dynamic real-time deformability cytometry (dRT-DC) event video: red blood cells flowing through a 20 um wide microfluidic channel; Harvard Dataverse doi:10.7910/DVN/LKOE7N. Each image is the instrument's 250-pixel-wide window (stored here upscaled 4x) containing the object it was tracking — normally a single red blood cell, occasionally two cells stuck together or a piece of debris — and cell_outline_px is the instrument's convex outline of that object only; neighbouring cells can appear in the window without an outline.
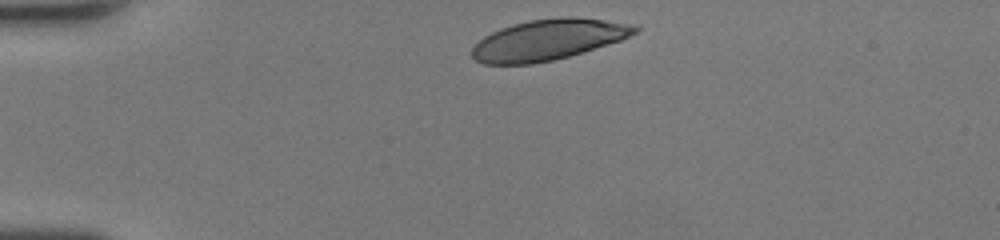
{"species": "human", "species_latin": "Homo sapiens", "temperature_condition": "room temperature", "stored_images_in_passage": 29, "camera_frame_rate_fps": 3000, "um_per_image_px": 0.085, "donor": {"sex": "female"}, "frame": {"image": 1, "passage_image": 1, "time_ms": 0.0, "image_size_px": [1000, 240], "cell_outline_px": [[640, 28], [636, 32], [620, 40], [568, 56], [552, 60], [532, 64], [484, 64], [476, 60], [472, 56], [472, 48], [484, 36], [500, 28], [512, 24], [528, 20], [560, 16], [572, 16], [640, 24]], "centroid_in_image_um": [46.62, 3.35], "position_along_channel_um": 38.4, "area_um2": 38.67}}
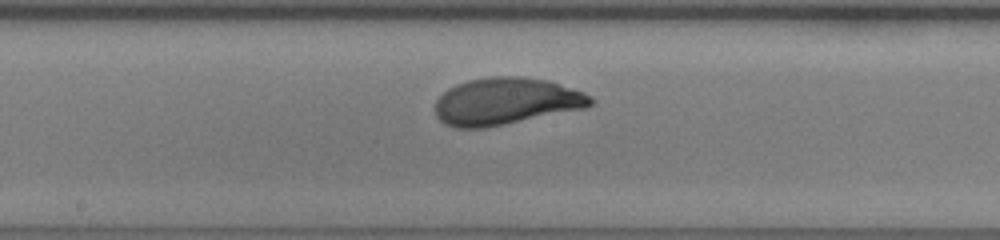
{"frame": {"image": 2, "passage_image": 16, "time_ms": 5.0, "image_size_px": [1000, 240], "cell_outline_px": [[596, 100], [588, 108], [484, 128], [456, 128], [444, 124], [436, 116], [436, 100], [448, 88], [456, 84], [468, 80], [492, 76], [520, 76], [548, 80], [584, 92], [592, 96]], "centroid_in_image_um": [43.03, 8.61], "position_along_channel_um": 205.2, "area_um2": 42.89}}
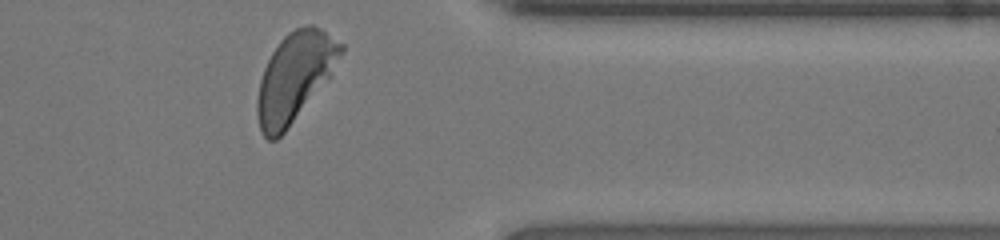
{"frame": {"image": 3, "passage_image": 29, "time_ms": 9.333, "image_size_px": [1000, 240], "cell_outline_px": [[344, 48], [328, 76], [284, 132], [276, 140], [268, 140], [260, 132], [256, 116], [256, 100], [260, 80], [264, 68], [272, 52], [280, 40], [288, 32], [296, 28], [308, 24], [312, 24], [320, 28], [344, 44]], "centroid_in_image_um": [24.98, 6.53], "position_along_channel_um": 386.4, "area_um2": 42.25}, "authors_computed_cell_mechanics": {"area_um2": 41.616, "velocity_mm_per_s": 4.3998, "shape_relaxation_time_tau1_ms": 2.0443, "shape_relaxation_time_tau2_ms": null, "deformation_change_tau1": 0.144, "deformation_change_tau2": null}}